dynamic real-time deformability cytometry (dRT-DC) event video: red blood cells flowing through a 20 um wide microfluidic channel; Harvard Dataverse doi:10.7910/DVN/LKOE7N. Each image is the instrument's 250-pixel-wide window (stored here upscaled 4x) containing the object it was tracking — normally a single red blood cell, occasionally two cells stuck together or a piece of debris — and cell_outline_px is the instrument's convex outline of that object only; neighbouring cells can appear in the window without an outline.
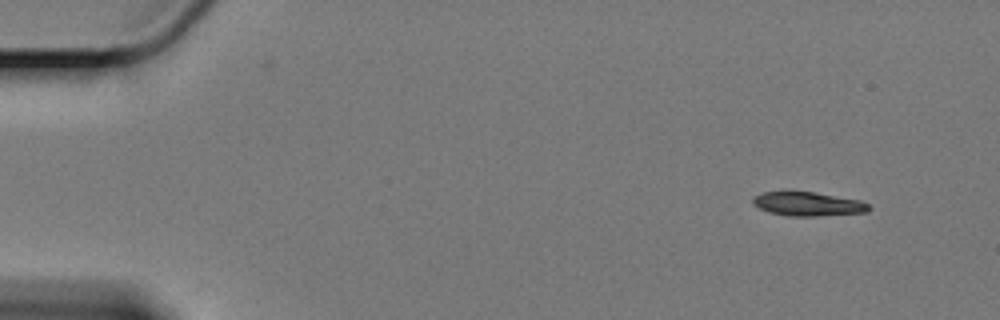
{"species": "Egyptian fruit bat (a non-hibernating species)", "species_latin": "Rousettus aegyptiacus", "temperature_condition": "cold", "stored_images_in_passage": 13, "camera_frame_rate_fps": 3000, "um_per_image_px": 0.085, "animal": {"sex": "female"}, "frame": {"image": 1, "passage_image": 1, "time_ms": 0.0, "image_size_px": [1000, 320], "cell_outline_px": [[868, 212], [816, 216], [792, 216], [768, 212], [752, 204], [752, 200], [756, 196], [764, 192], [812, 192], [860, 200], [868, 204]], "centroid_in_image_um": [68.67, 17.34], "position_along_channel_um": 16.3, "area_um2": 15.84}}